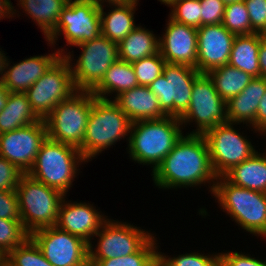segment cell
I'll list each match as a JSON object with an SVG mask.
<instances>
[{
  "label": "cell",
  "mask_w": 266,
  "mask_h": 266,
  "mask_svg": "<svg viewBox=\"0 0 266 266\" xmlns=\"http://www.w3.org/2000/svg\"><path fill=\"white\" fill-rule=\"evenodd\" d=\"M0 266H11V265L7 263L6 261H4Z\"/></svg>",
  "instance_id": "cell-52"
},
{
  "label": "cell",
  "mask_w": 266,
  "mask_h": 266,
  "mask_svg": "<svg viewBox=\"0 0 266 266\" xmlns=\"http://www.w3.org/2000/svg\"><path fill=\"white\" fill-rule=\"evenodd\" d=\"M165 64L166 61L161 56L160 52L153 56L142 58L139 61L133 62L132 66L138 85L148 87L163 73Z\"/></svg>",
  "instance_id": "cell-35"
},
{
  "label": "cell",
  "mask_w": 266,
  "mask_h": 266,
  "mask_svg": "<svg viewBox=\"0 0 266 266\" xmlns=\"http://www.w3.org/2000/svg\"><path fill=\"white\" fill-rule=\"evenodd\" d=\"M83 161L86 162L77 147L47 137L41 145L33 167L27 174L66 196L76 177L78 163Z\"/></svg>",
  "instance_id": "cell-5"
},
{
  "label": "cell",
  "mask_w": 266,
  "mask_h": 266,
  "mask_svg": "<svg viewBox=\"0 0 266 266\" xmlns=\"http://www.w3.org/2000/svg\"><path fill=\"white\" fill-rule=\"evenodd\" d=\"M30 237L53 266H89V244L56 226L33 231Z\"/></svg>",
  "instance_id": "cell-14"
},
{
  "label": "cell",
  "mask_w": 266,
  "mask_h": 266,
  "mask_svg": "<svg viewBox=\"0 0 266 266\" xmlns=\"http://www.w3.org/2000/svg\"><path fill=\"white\" fill-rule=\"evenodd\" d=\"M178 117L135 121L130 127L128 150L132 160L153 165V171L183 136Z\"/></svg>",
  "instance_id": "cell-2"
},
{
  "label": "cell",
  "mask_w": 266,
  "mask_h": 266,
  "mask_svg": "<svg viewBox=\"0 0 266 266\" xmlns=\"http://www.w3.org/2000/svg\"><path fill=\"white\" fill-rule=\"evenodd\" d=\"M159 39L152 31L136 26L118 43V58L133 63L159 53Z\"/></svg>",
  "instance_id": "cell-26"
},
{
  "label": "cell",
  "mask_w": 266,
  "mask_h": 266,
  "mask_svg": "<svg viewBox=\"0 0 266 266\" xmlns=\"http://www.w3.org/2000/svg\"><path fill=\"white\" fill-rule=\"evenodd\" d=\"M137 78L131 63L118 59L106 71L101 82L91 91L100 99H106V94L116 92V96L126 90L137 87Z\"/></svg>",
  "instance_id": "cell-27"
},
{
  "label": "cell",
  "mask_w": 266,
  "mask_h": 266,
  "mask_svg": "<svg viewBox=\"0 0 266 266\" xmlns=\"http://www.w3.org/2000/svg\"><path fill=\"white\" fill-rule=\"evenodd\" d=\"M29 236L21 220L0 218V251L5 255L21 245Z\"/></svg>",
  "instance_id": "cell-34"
},
{
  "label": "cell",
  "mask_w": 266,
  "mask_h": 266,
  "mask_svg": "<svg viewBox=\"0 0 266 266\" xmlns=\"http://www.w3.org/2000/svg\"><path fill=\"white\" fill-rule=\"evenodd\" d=\"M13 10L16 11L14 9V7L12 6L11 1H9V0H0V18L1 19L4 18V17L10 18V17L14 16L13 14H15L17 12H14Z\"/></svg>",
  "instance_id": "cell-45"
},
{
  "label": "cell",
  "mask_w": 266,
  "mask_h": 266,
  "mask_svg": "<svg viewBox=\"0 0 266 266\" xmlns=\"http://www.w3.org/2000/svg\"><path fill=\"white\" fill-rule=\"evenodd\" d=\"M5 261L11 266H53L29 236L21 245L10 251Z\"/></svg>",
  "instance_id": "cell-32"
},
{
  "label": "cell",
  "mask_w": 266,
  "mask_h": 266,
  "mask_svg": "<svg viewBox=\"0 0 266 266\" xmlns=\"http://www.w3.org/2000/svg\"><path fill=\"white\" fill-rule=\"evenodd\" d=\"M76 47L82 48L76 64L71 63L70 52L64 55L70 62L74 86L76 90L92 91L101 82L107 69L119 59L118 43L100 35Z\"/></svg>",
  "instance_id": "cell-8"
},
{
  "label": "cell",
  "mask_w": 266,
  "mask_h": 266,
  "mask_svg": "<svg viewBox=\"0 0 266 266\" xmlns=\"http://www.w3.org/2000/svg\"><path fill=\"white\" fill-rule=\"evenodd\" d=\"M256 131L261 132L265 136L266 132V91L260 100L258 110L256 112Z\"/></svg>",
  "instance_id": "cell-43"
},
{
  "label": "cell",
  "mask_w": 266,
  "mask_h": 266,
  "mask_svg": "<svg viewBox=\"0 0 266 266\" xmlns=\"http://www.w3.org/2000/svg\"><path fill=\"white\" fill-rule=\"evenodd\" d=\"M235 37L222 23L198 28L196 69L208 73L227 65Z\"/></svg>",
  "instance_id": "cell-17"
},
{
  "label": "cell",
  "mask_w": 266,
  "mask_h": 266,
  "mask_svg": "<svg viewBox=\"0 0 266 266\" xmlns=\"http://www.w3.org/2000/svg\"><path fill=\"white\" fill-rule=\"evenodd\" d=\"M225 5H228V4H231V3H234V2H240V1H243V0H221Z\"/></svg>",
  "instance_id": "cell-50"
},
{
  "label": "cell",
  "mask_w": 266,
  "mask_h": 266,
  "mask_svg": "<svg viewBox=\"0 0 266 266\" xmlns=\"http://www.w3.org/2000/svg\"><path fill=\"white\" fill-rule=\"evenodd\" d=\"M249 17L251 28L255 33L266 34V0H243Z\"/></svg>",
  "instance_id": "cell-38"
},
{
  "label": "cell",
  "mask_w": 266,
  "mask_h": 266,
  "mask_svg": "<svg viewBox=\"0 0 266 266\" xmlns=\"http://www.w3.org/2000/svg\"><path fill=\"white\" fill-rule=\"evenodd\" d=\"M225 122L208 129L204 136L212 169L217 177L224 176L234 166L250 158L256 151L251 142Z\"/></svg>",
  "instance_id": "cell-12"
},
{
  "label": "cell",
  "mask_w": 266,
  "mask_h": 266,
  "mask_svg": "<svg viewBox=\"0 0 266 266\" xmlns=\"http://www.w3.org/2000/svg\"><path fill=\"white\" fill-rule=\"evenodd\" d=\"M91 110L92 92L77 90L45 118L48 138L79 148Z\"/></svg>",
  "instance_id": "cell-7"
},
{
  "label": "cell",
  "mask_w": 266,
  "mask_h": 266,
  "mask_svg": "<svg viewBox=\"0 0 266 266\" xmlns=\"http://www.w3.org/2000/svg\"><path fill=\"white\" fill-rule=\"evenodd\" d=\"M266 91V77H254L240 94L226 102L228 122L249 123L256 130V112Z\"/></svg>",
  "instance_id": "cell-22"
},
{
  "label": "cell",
  "mask_w": 266,
  "mask_h": 266,
  "mask_svg": "<svg viewBox=\"0 0 266 266\" xmlns=\"http://www.w3.org/2000/svg\"><path fill=\"white\" fill-rule=\"evenodd\" d=\"M0 218L20 220L16 190H0Z\"/></svg>",
  "instance_id": "cell-41"
},
{
  "label": "cell",
  "mask_w": 266,
  "mask_h": 266,
  "mask_svg": "<svg viewBox=\"0 0 266 266\" xmlns=\"http://www.w3.org/2000/svg\"><path fill=\"white\" fill-rule=\"evenodd\" d=\"M159 1L164 3L165 5L167 4L171 8L178 0H159Z\"/></svg>",
  "instance_id": "cell-49"
},
{
  "label": "cell",
  "mask_w": 266,
  "mask_h": 266,
  "mask_svg": "<svg viewBox=\"0 0 266 266\" xmlns=\"http://www.w3.org/2000/svg\"><path fill=\"white\" fill-rule=\"evenodd\" d=\"M90 1H93L96 4L101 5L103 4V2L114 3V2L127 1V0H90Z\"/></svg>",
  "instance_id": "cell-48"
},
{
  "label": "cell",
  "mask_w": 266,
  "mask_h": 266,
  "mask_svg": "<svg viewBox=\"0 0 266 266\" xmlns=\"http://www.w3.org/2000/svg\"><path fill=\"white\" fill-rule=\"evenodd\" d=\"M212 194L221 208L244 230L266 237V193L233 185L220 176Z\"/></svg>",
  "instance_id": "cell-4"
},
{
  "label": "cell",
  "mask_w": 266,
  "mask_h": 266,
  "mask_svg": "<svg viewBox=\"0 0 266 266\" xmlns=\"http://www.w3.org/2000/svg\"><path fill=\"white\" fill-rule=\"evenodd\" d=\"M64 53L63 48L58 49V52L53 54L24 59L12 67L6 58L2 82L9 92L25 93L61 56L65 55Z\"/></svg>",
  "instance_id": "cell-20"
},
{
  "label": "cell",
  "mask_w": 266,
  "mask_h": 266,
  "mask_svg": "<svg viewBox=\"0 0 266 266\" xmlns=\"http://www.w3.org/2000/svg\"><path fill=\"white\" fill-rule=\"evenodd\" d=\"M131 124L130 119L113 100L100 99L92 94V110L84 141L78 148L86 162L128 136Z\"/></svg>",
  "instance_id": "cell-3"
},
{
  "label": "cell",
  "mask_w": 266,
  "mask_h": 266,
  "mask_svg": "<svg viewBox=\"0 0 266 266\" xmlns=\"http://www.w3.org/2000/svg\"><path fill=\"white\" fill-rule=\"evenodd\" d=\"M107 219L94 236L97 248L89 244V260H104L135 253L152 235L128 223Z\"/></svg>",
  "instance_id": "cell-15"
},
{
  "label": "cell",
  "mask_w": 266,
  "mask_h": 266,
  "mask_svg": "<svg viewBox=\"0 0 266 266\" xmlns=\"http://www.w3.org/2000/svg\"><path fill=\"white\" fill-rule=\"evenodd\" d=\"M222 24L236 36L255 33L251 28L250 17L244 1L225 5Z\"/></svg>",
  "instance_id": "cell-33"
},
{
  "label": "cell",
  "mask_w": 266,
  "mask_h": 266,
  "mask_svg": "<svg viewBox=\"0 0 266 266\" xmlns=\"http://www.w3.org/2000/svg\"><path fill=\"white\" fill-rule=\"evenodd\" d=\"M179 119L182 125L193 120L197 124V129L190 134H203L210 128L228 122L226 101L219 96L207 73H200L195 78L188 109Z\"/></svg>",
  "instance_id": "cell-13"
},
{
  "label": "cell",
  "mask_w": 266,
  "mask_h": 266,
  "mask_svg": "<svg viewBox=\"0 0 266 266\" xmlns=\"http://www.w3.org/2000/svg\"><path fill=\"white\" fill-rule=\"evenodd\" d=\"M6 255L0 251V265L5 261Z\"/></svg>",
  "instance_id": "cell-51"
},
{
  "label": "cell",
  "mask_w": 266,
  "mask_h": 266,
  "mask_svg": "<svg viewBox=\"0 0 266 266\" xmlns=\"http://www.w3.org/2000/svg\"><path fill=\"white\" fill-rule=\"evenodd\" d=\"M139 0H127L114 3L115 9L104 12L103 4L100 5L101 35L109 40L119 43L136 27L134 13Z\"/></svg>",
  "instance_id": "cell-23"
},
{
  "label": "cell",
  "mask_w": 266,
  "mask_h": 266,
  "mask_svg": "<svg viewBox=\"0 0 266 266\" xmlns=\"http://www.w3.org/2000/svg\"><path fill=\"white\" fill-rule=\"evenodd\" d=\"M260 77H266V38L260 44L259 49Z\"/></svg>",
  "instance_id": "cell-44"
},
{
  "label": "cell",
  "mask_w": 266,
  "mask_h": 266,
  "mask_svg": "<svg viewBox=\"0 0 266 266\" xmlns=\"http://www.w3.org/2000/svg\"><path fill=\"white\" fill-rule=\"evenodd\" d=\"M9 94H10L9 90L5 87L2 80H0V113L6 106Z\"/></svg>",
  "instance_id": "cell-46"
},
{
  "label": "cell",
  "mask_w": 266,
  "mask_h": 266,
  "mask_svg": "<svg viewBox=\"0 0 266 266\" xmlns=\"http://www.w3.org/2000/svg\"><path fill=\"white\" fill-rule=\"evenodd\" d=\"M264 154L261 156L256 151L250 158L234 166L224 177L233 185L266 193V152Z\"/></svg>",
  "instance_id": "cell-24"
},
{
  "label": "cell",
  "mask_w": 266,
  "mask_h": 266,
  "mask_svg": "<svg viewBox=\"0 0 266 266\" xmlns=\"http://www.w3.org/2000/svg\"><path fill=\"white\" fill-rule=\"evenodd\" d=\"M5 61H6L5 54L2 51H0V80H2Z\"/></svg>",
  "instance_id": "cell-47"
},
{
  "label": "cell",
  "mask_w": 266,
  "mask_h": 266,
  "mask_svg": "<svg viewBox=\"0 0 266 266\" xmlns=\"http://www.w3.org/2000/svg\"><path fill=\"white\" fill-rule=\"evenodd\" d=\"M161 253L159 252L158 266H219V254L204 256L196 252L170 258Z\"/></svg>",
  "instance_id": "cell-37"
},
{
  "label": "cell",
  "mask_w": 266,
  "mask_h": 266,
  "mask_svg": "<svg viewBox=\"0 0 266 266\" xmlns=\"http://www.w3.org/2000/svg\"><path fill=\"white\" fill-rule=\"evenodd\" d=\"M59 33H63L67 44L72 46L100 36V5L90 0H68L56 27L46 37L48 43L54 45Z\"/></svg>",
  "instance_id": "cell-10"
},
{
  "label": "cell",
  "mask_w": 266,
  "mask_h": 266,
  "mask_svg": "<svg viewBox=\"0 0 266 266\" xmlns=\"http://www.w3.org/2000/svg\"><path fill=\"white\" fill-rule=\"evenodd\" d=\"M155 242L152 234L135 253L119 258L89 260V266H158V243Z\"/></svg>",
  "instance_id": "cell-31"
},
{
  "label": "cell",
  "mask_w": 266,
  "mask_h": 266,
  "mask_svg": "<svg viewBox=\"0 0 266 266\" xmlns=\"http://www.w3.org/2000/svg\"><path fill=\"white\" fill-rule=\"evenodd\" d=\"M25 93L10 92L0 113V134L40 121Z\"/></svg>",
  "instance_id": "cell-28"
},
{
  "label": "cell",
  "mask_w": 266,
  "mask_h": 266,
  "mask_svg": "<svg viewBox=\"0 0 266 266\" xmlns=\"http://www.w3.org/2000/svg\"><path fill=\"white\" fill-rule=\"evenodd\" d=\"M214 83L219 96L226 102L237 96L254 78L245 71L229 64L214 68L207 73Z\"/></svg>",
  "instance_id": "cell-30"
},
{
  "label": "cell",
  "mask_w": 266,
  "mask_h": 266,
  "mask_svg": "<svg viewBox=\"0 0 266 266\" xmlns=\"http://www.w3.org/2000/svg\"><path fill=\"white\" fill-rule=\"evenodd\" d=\"M112 99L133 123L141 120L163 119L157 96L147 86H137L123 91Z\"/></svg>",
  "instance_id": "cell-21"
},
{
  "label": "cell",
  "mask_w": 266,
  "mask_h": 266,
  "mask_svg": "<svg viewBox=\"0 0 266 266\" xmlns=\"http://www.w3.org/2000/svg\"><path fill=\"white\" fill-rule=\"evenodd\" d=\"M169 16L175 22L194 27H201V5L199 0H178Z\"/></svg>",
  "instance_id": "cell-36"
},
{
  "label": "cell",
  "mask_w": 266,
  "mask_h": 266,
  "mask_svg": "<svg viewBox=\"0 0 266 266\" xmlns=\"http://www.w3.org/2000/svg\"><path fill=\"white\" fill-rule=\"evenodd\" d=\"M76 91L70 62L61 56L25 94L36 115L45 120L55 106Z\"/></svg>",
  "instance_id": "cell-11"
},
{
  "label": "cell",
  "mask_w": 266,
  "mask_h": 266,
  "mask_svg": "<svg viewBox=\"0 0 266 266\" xmlns=\"http://www.w3.org/2000/svg\"><path fill=\"white\" fill-rule=\"evenodd\" d=\"M23 175L14 164L0 156V190H16Z\"/></svg>",
  "instance_id": "cell-40"
},
{
  "label": "cell",
  "mask_w": 266,
  "mask_h": 266,
  "mask_svg": "<svg viewBox=\"0 0 266 266\" xmlns=\"http://www.w3.org/2000/svg\"><path fill=\"white\" fill-rule=\"evenodd\" d=\"M26 14L37 22L45 38L54 30L68 0H18Z\"/></svg>",
  "instance_id": "cell-29"
},
{
  "label": "cell",
  "mask_w": 266,
  "mask_h": 266,
  "mask_svg": "<svg viewBox=\"0 0 266 266\" xmlns=\"http://www.w3.org/2000/svg\"><path fill=\"white\" fill-rule=\"evenodd\" d=\"M162 38L159 37V52L166 63L183 64L196 68L197 29L168 19Z\"/></svg>",
  "instance_id": "cell-18"
},
{
  "label": "cell",
  "mask_w": 266,
  "mask_h": 266,
  "mask_svg": "<svg viewBox=\"0 0 266 266\" xmlns=\"http://www.w3.org/2000/svg\"><path fill=\"white\" fill-rule=\"evenodd\" d=\"M16 192L20 220L29 234L56 225L59 208L65 197L63 193L34 180L28 174L21 177Z\"/></svg>",
  "instance_id": "cell-6"
},
{
  "label": "cell",
  "mask_w": 266,
  "mask_h": 266,
  "mask_svg": "<svg viewBox=\"0 0 266 266\" xmlns=\"http://www.w3.org/2000/svg\"><path fill=\"white\" fill-rule=\"evenodd\" d=\"M103 216L89 203H69L64 198L59 208L55 226L90 244L92 237L98 233L102 224L107 220Z\"/></svg>",
  "instance_id": "cell-19"
},
{
  "label": "cell",
  "mask_w": 266,
  "mask_h": 266,
  "mask_svg": "<svg viewBox=\"0 0 266 266\" xmlns=\"http://www.w3.org/2000/svg\"><path fill=\"white\" fill-rule=\"evenodd\" d=\"M43 119L16 130L0 134V156L27 174L35 163L41 145L47 138Z\"/></svg>",
  "instance_id": "cell-16"
},
{
  "label": "cell",
  "mask_w": 266,
  "mask_h": 266,
  "mask_svg": "<svg viewBox=\"0 0 266 266\" xmlns=\"http://www.w3.org/2000/svg\"><path fill=\"white\" fill-rule=\"evenodd\" d=\"M201 5V26L221 24L225 4L221 0H199Z\"/></svg>",
  "instance_id": "cell-39"
},
{
  "label": "cell",
  "mask_w": 266,
  "mask_h": 266,
  "mask_svg": "<svg viewBox=\"0 0 266 266\" xmlns=\"http://www.w3.org/2000/svg\"><path fill=\"white\" fill-rule=\"evenodd\" d=\"M185 135L152 171L153 181L163 189L194 187L212 181L209 187L212 193L217 176L211 166L206 140L202 134Z\"/></svg>",
  "instance_id": "cell-1"
},
{
  "label": "cell",
  "mask_w": 266,
  "mask_h": 266,
  "mask_svg": "<svg viewBox=\"0 0 266 266\" xmlns=\"http://www.w3.org/2000/svg\"><path fill=\"white\" fill-rule=\"evenodd\" d=\"M200 72L191 66L166 63L163 73L148 87L166 116L180 118L188 109L193 83Z\"/></svg>",
  "instance_id": "cell-9"
},
{
  "label": "cell",
  "mask_w": 266,
  "mask_h": 266,
  "mask_svg": "<svg viewBox=\"0 0 266 266\" xmlns=\"http://www.w3.org/2000/svg\"><path fill=\"white\" fill-rule=\"evenodd\" d=\"M265 36L260 33L236 36L228 64L245 71L252 77H260L259 49Z\"/></svg>",
  "instance_id": "cell-25"
},
{
  "label": "cell",
  "mask_w": 266,
  "mask_h": 266,
  "mask_svg": "<svg viewBox=\"0 0 266 266\" xmlns=\"http://www.w3.org/2000/svg\"><path fill=\"white\" fill-rule=\"evenodd\" d=\"M219 266H266V261H260L238 252L219 253Z\"/></svg>",
  "instance_id": "cell-42"
}]
</instances>
